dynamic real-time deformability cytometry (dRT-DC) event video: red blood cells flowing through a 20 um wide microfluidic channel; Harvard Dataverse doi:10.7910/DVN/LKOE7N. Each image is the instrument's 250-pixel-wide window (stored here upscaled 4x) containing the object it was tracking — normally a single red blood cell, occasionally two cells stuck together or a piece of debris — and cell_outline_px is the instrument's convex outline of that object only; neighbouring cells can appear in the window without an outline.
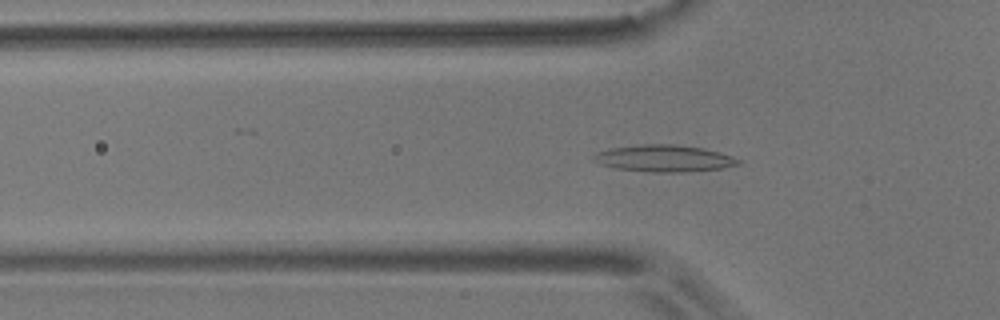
{"species": "common noctule bat (a hibernating species)", "species_latin": "Nyctalus noctula", "temperature_condition": "room temperature", "stored_images_in_passage": 52, "camera_frame_rate_fps": 3000, "um_per_image_px": 0.085, "animal": {"sex": "male", "body_mass_g": 17.9}, "frame": {"image": 1, "passage_image": 14, "time_ms": 4.333, "image_size_px": [1000, 320], "cell_outline_px": [[740, 164], [720, 168], [680, 172], [652, 172], [616, 168], [600, 164], [592, 160], [592, 156], [596, 152], [612, 148], [644, 144], [672, 144], [704, 148], [732, 156], [740, 160]], "centroid_in_image_um": [56.41, 13.46], "position_along_channel_um": 69.4, "area_um2": 22.37}}
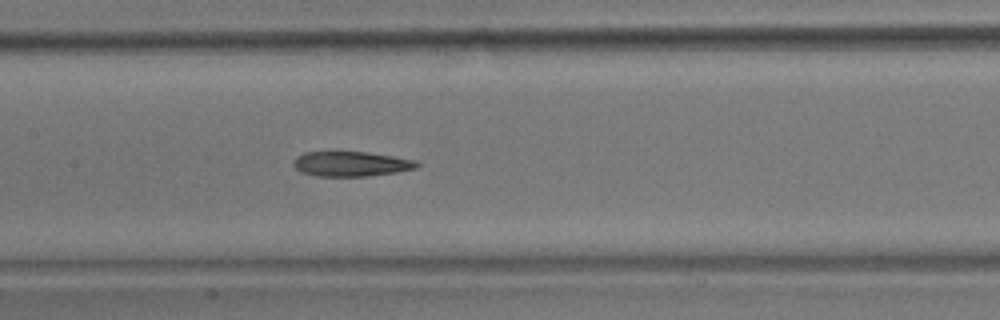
{"frame": {"image": 2, "passage_image": 23, "time_ms": 7.333, "image_size_px": [1000, 320], "cell_outline_px": [[420, 164], [416, 168], [400, 172], [368, 176], [316, 176], [300, 172], [292, 164], [296, 156], [304, 152], [336, 148], [368, 152], [416, 160]], "centroid_in_image_um": [29.78, 13.88], "position_along_channel_um": 177.6, "area_um2": 18.96}}
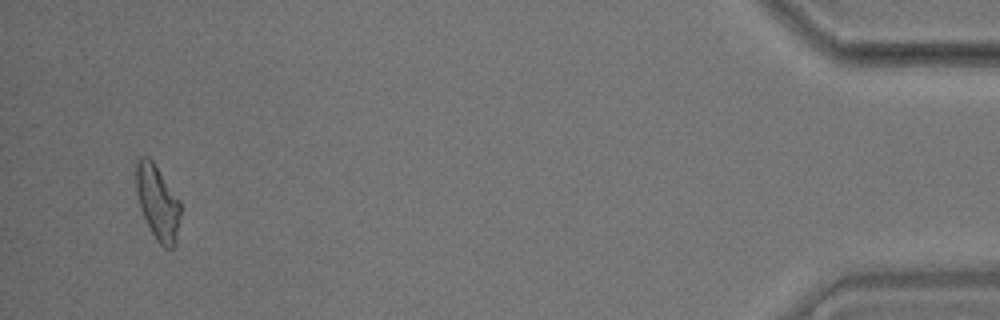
{"frame": {"image": 3, "passage_image": 50, "time_ms": 16.333, "image_size_px": [1000, 320], "cell_outline_px": [[180, 216], [176, 244], [172, 248], [164, 248], [156, 240], [140, 208], [136, 192], [136, 160], [144, 156], [148, 156], [152, 160], [180, 200]], "centroid_in_image_um": [13.4, 17.21], "position_along_channel_um": 421.8, "area_um2": 19.25}, "authors_computed_cell_mechanics": {"area_um2": 19.2474, "velocity_mm_per_s": 3.5808, "shape_relaxation_time_tau1_ms": 9.1736, "shape_relaxation_time_tau2_ms": 6.0528, "deformation_change_tau1": 0.2163, "deformation_change_tau2": 0.1316}}